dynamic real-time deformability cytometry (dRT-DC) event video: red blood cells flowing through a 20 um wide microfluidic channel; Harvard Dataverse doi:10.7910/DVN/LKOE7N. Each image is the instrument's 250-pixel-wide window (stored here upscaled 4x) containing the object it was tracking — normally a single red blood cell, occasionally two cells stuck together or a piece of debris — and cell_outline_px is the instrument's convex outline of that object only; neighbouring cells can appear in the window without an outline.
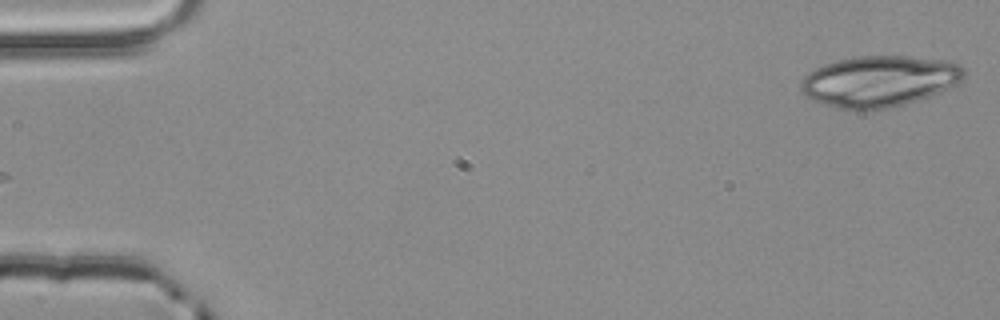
{"species": "common noctule bat (a hibernating species)", "species_latin": "Nyctalus noctula", "temperature_condition": "room temperature", "stored_images_in_passage": 2, "camera_frame_rate_fps": 3000, "um_per_image_px": 0.085, "animal": {"sex": "male", "body_mass_g": 20.4}, "frame": {"image": 1, "passage_image": 2, "time_ms": 0.333, "image_size_px": [1000, 320], "cell_outline_px": [[964, 80], [940, 92], [904, 104], [888, 108], [836, 108], [820, 104], [804, 96], [800, 88], [800, 84], [804, 76], [808, 72], [824, 64], [836, 60], [856, 56], [908, 56], [948, 60], [960, 64], [964, 68]], "centroid_in_image_um": [74.73, 6.88], "position_along_channel_um": 10.3, "area_um2": 48.55}}